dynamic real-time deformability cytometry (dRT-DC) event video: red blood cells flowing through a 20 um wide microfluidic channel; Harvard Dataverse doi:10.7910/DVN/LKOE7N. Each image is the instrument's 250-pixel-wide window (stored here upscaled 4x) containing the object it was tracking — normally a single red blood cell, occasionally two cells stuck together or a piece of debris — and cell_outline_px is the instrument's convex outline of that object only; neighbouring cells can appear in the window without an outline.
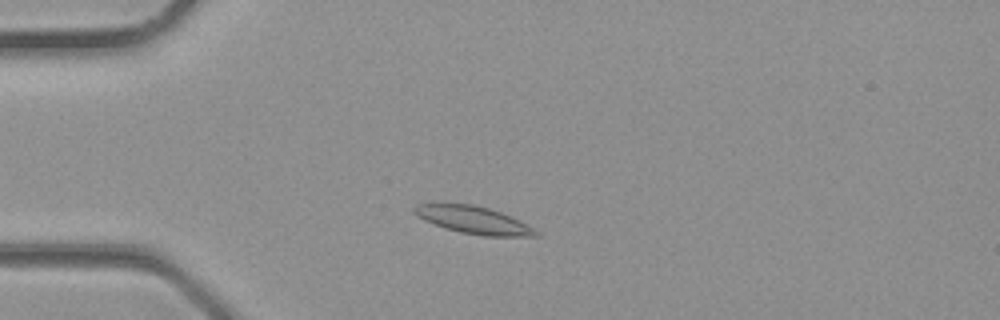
{"species": "common noctule bat (a hibernating species)", "species_latin": "Nyctalus noctula", "temperature_condition": "room temperature", "stored_images_in_passage": 34, "camera_frame_rate_fps": 3000, "um_per_image_px": 0.085, "animal": {"sex": "male", "body_mass_g": 23.1, "forearm_length_mm": 52.7}, "frame": {"image": 1, "passage_image": 6, "time_ms": 1.667, "image_size_px": [1000, 320], "cell_outline_px": [[540, 236], [484, 236], [460, 232], [444, 228], [424, 220], [412, 212], [412, 208], [416, 204], [432, 200], [476, 204], [500, 212], [540, 232]], "centroid_in_image_um": [40.08, 18.64], "position_along_channel_um": 44.9, "area_um2": 20.0}}
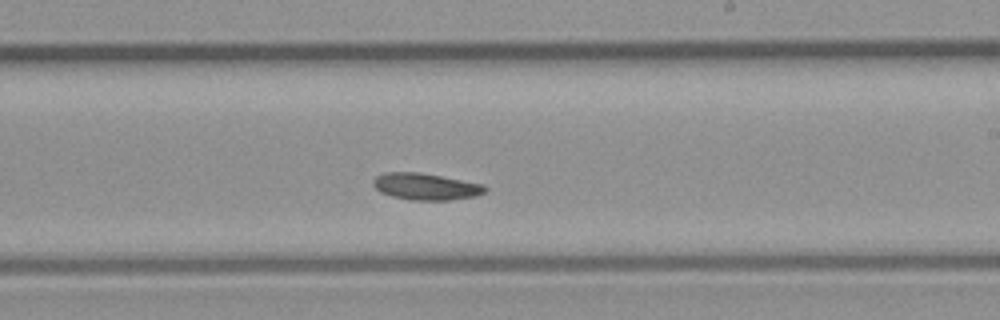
{"frame": {"image": 2, "passage_image": 18, "time_ms": 5.667, "image_size_px": [1000, 320], "cell_outline_px": [[488, 188], [484, 192], [476, 196], [448, 200], [412, 200], [392, 196], [380, 192], [372, 184], [372, 180], [376, 176], [384, 172], [420, 172], [484, 184]], "centroid_in_image_um": [36.18, 15.85], "position_along_channel_um": 252.8, "area_um2": 17.46}}
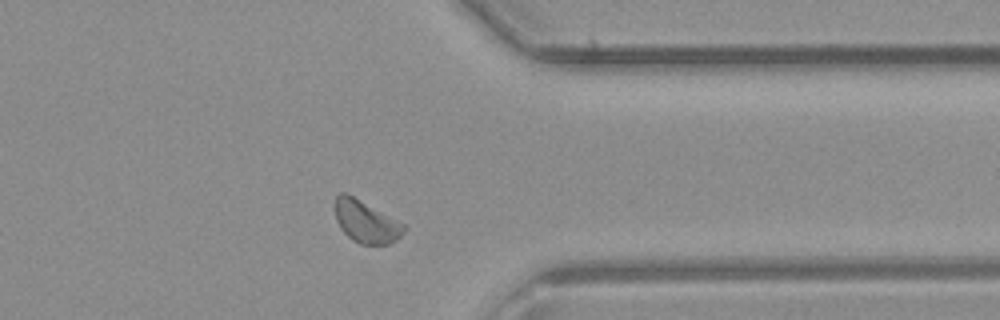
{"frame": {"image": 3, "passage_image": 25, "time_ms": 8.0, "image_size_px": [1000, 320], "cell_outline_px": [[408, 228], [396, 240], [388, 244], [360, 244], [352, 240], [340, 228], [336, 220], [332, 204], [336, 196], [340, 192], [344, 192], [352, 196], [404, 224]], "centroid_in_image_um": [31.06, 18.84], "position_along_channel_um": 380.3, "area_um2": 16.94}}